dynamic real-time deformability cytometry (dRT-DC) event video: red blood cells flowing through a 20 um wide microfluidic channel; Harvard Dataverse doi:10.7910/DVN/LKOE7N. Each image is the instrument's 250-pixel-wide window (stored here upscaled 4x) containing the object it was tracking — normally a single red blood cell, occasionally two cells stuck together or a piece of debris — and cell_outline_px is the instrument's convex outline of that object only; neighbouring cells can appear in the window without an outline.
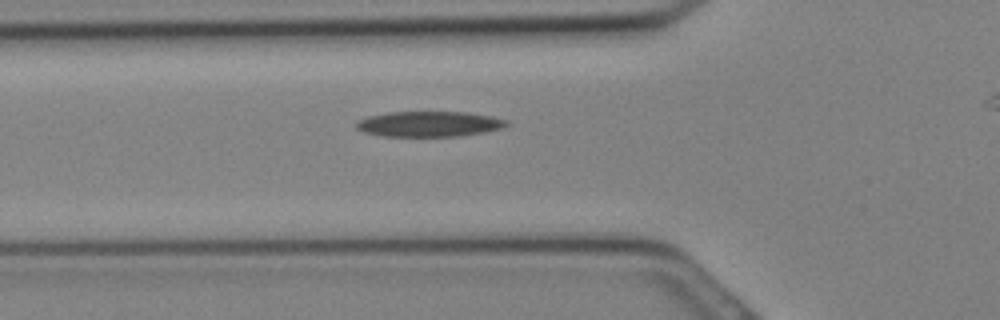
{"species": "Egyptian fruit bat (a non-hibernating species)", "species_latin": "Rousettus aegyptiacus", "temperature_condition": "cold", "stored_images_in_passage": 10, "camera_frame_rate_fps": 3000, "um_per_image_px": 0.085, "animal": {"sex": "female"}, "frame": {"image": 1, "passage_image": 2, "time_ms": 0.333, "image_size_px": [1000, 320], "cell_outline_px": [[508, 124], [500, 128], [484, 132], [460, 136], [380, 136], [364, 132], [356, 128], [356, 120], [368, 116], [388, 112], [464, 112], [492, 116], [508, 120]], "centroid_in_image_um": [36.44, 10.54], "position_along_channel_um": 89.4, "area_um2": 22.25}}
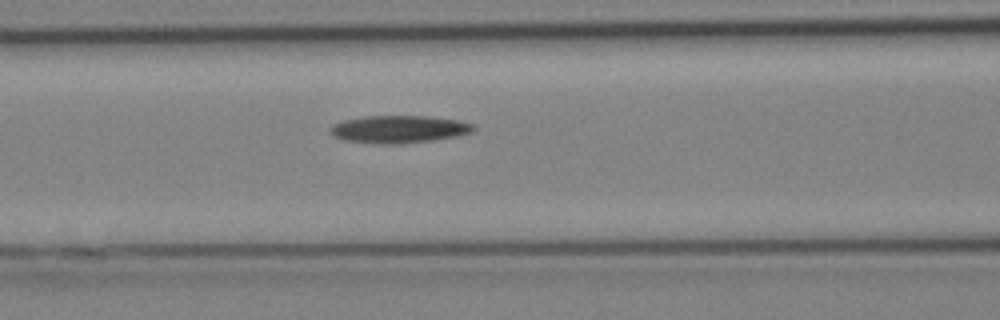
{"frame": {"image": 2, "passage_image": 4, "time_ms": 1.0, "image_size_px": [1000, 320], "cell_outline_px": [[476, 128], [472, 132], [456, 136], [432, 140], [400, 144], [376, 144], [344, 140], [332, 136], [328, 132], [328, 128], [332, 124], [344, 120], [364, 116], [424, 116], [456, 120], [472, 124]], "centroid_in_image_um": [33.82, 10.99], "position_along_channel_um": 132.8, "area_um2": 23.06}}
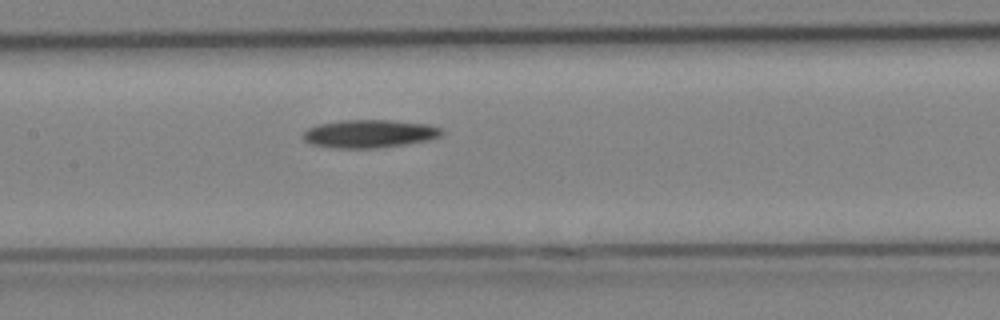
{"frame": {"image": 3, "passage_image": 6, "time_ms": 1.667, "image_size_px": [1000, 320], "cell_outline_px": [[444, 132], [440, 136], [428, 140], [408, 144], [376, 148], [332, 148], [308, 144], [300, 136], [308, 128], [320, 124], [344, 120], [392, 120], [428, 124], [440, 128]], "centroid_in_image_um": [31.37, 11.37], "position_along_channel_um": 176.0, "area_um2": 22.83}}